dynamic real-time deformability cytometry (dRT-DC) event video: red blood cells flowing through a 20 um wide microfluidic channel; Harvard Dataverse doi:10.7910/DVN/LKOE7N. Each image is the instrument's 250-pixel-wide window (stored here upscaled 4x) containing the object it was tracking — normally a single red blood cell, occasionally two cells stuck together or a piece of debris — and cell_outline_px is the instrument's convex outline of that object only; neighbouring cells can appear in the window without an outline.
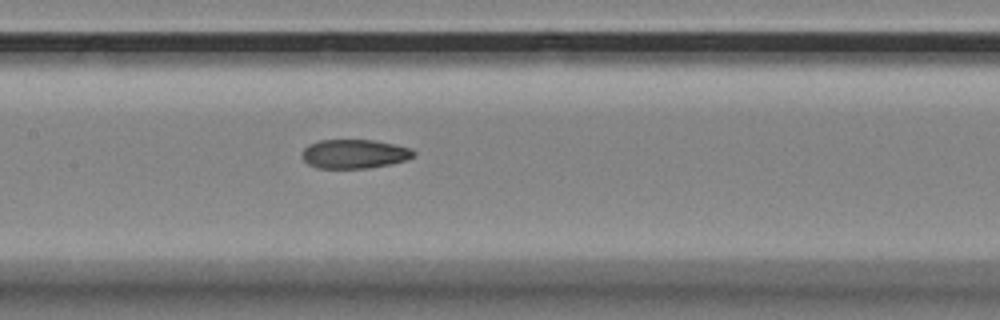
{"species": "Egyptian fruit bat (a non-hibernating species)", "species_latin": "Rousettus aegyptiacus", "temperature_condition": "room temperature", "stored_images_in_passage": 4, "camera_frame_rate_fps": 3000, "um_per_image_px": 0.085, "animal": {"sex": "female"}, "frame": {"image": 1, "passage_image": 4, "time_ms": 1.0, "image_size_px": [1000, 320], "cell_outline_px": [[416, 156], [408, 160], [392, 164], [368, 168], [316, 168], [308, 164], [304, 160], [304, 148], [308, 144], [320, 140], [372, 140], [412, 148], [416, 152]], "centroid_in_image_um": [30.18, 13.09], "position_along_channel_um": 177.2, "area_um2": 18.96}}